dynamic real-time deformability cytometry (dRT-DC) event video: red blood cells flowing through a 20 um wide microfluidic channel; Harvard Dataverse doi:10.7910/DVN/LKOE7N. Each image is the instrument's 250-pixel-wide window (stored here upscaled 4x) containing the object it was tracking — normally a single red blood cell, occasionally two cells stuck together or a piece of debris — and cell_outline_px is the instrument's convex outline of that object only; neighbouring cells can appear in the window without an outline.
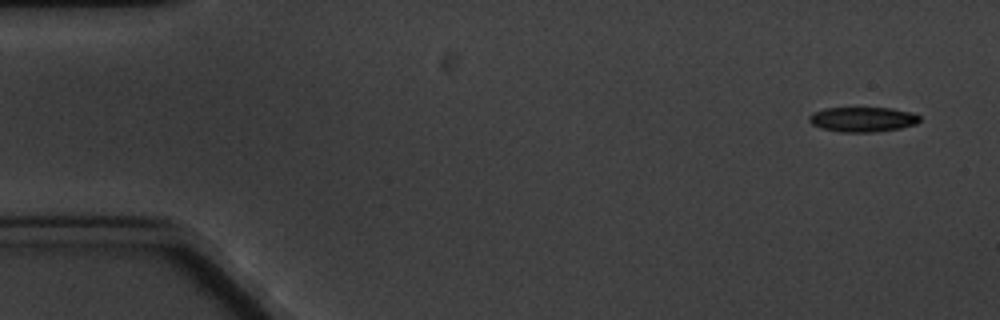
{"species": "common noctule bat (a hibernating species)", "species_latin": "Nyctalus noctula", "temperature_condition": "cold", "stored_images_in_passage": 5, "camera_frame_rate_fps": 3000, "um_per_image_px": 0.085, "animal": {"sex": "male", "body_mass_g": 20.1, "forearm_length_mm": 53.5}, "frame": {"image": 1, "passage_image": 1, "time_ms": 0.0, "image_size_px": [1000, 320], "cell_outline_px": [[920, 120], [916, 124], [900, 128], [876, 132], [840, 132], [820, 128], [812, 124], [808, 120], [808, 116], [812, 112], [824, 108], [892, 108], [912, 112], [920, 116]], "centroid_in_image_um": [73.31, 10.14], "position_along_channel_um": 11.7, "area_um2": 16.18}}
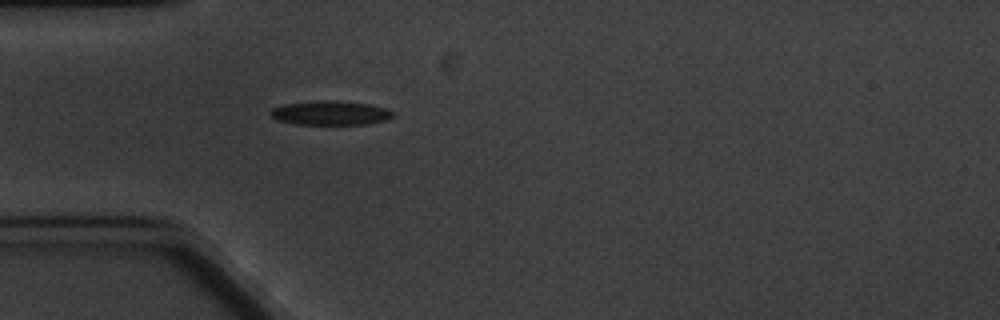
{"frame": {"image": 2, "passage_image": 5, "time_ms": 4.667, "image_size_px": [1000, 320], "cell_outline_px": [[392, 116], [388, 120], [364, 124], [296, 124], [276, 120], [268, 112], [272, 108], [284, 104], [324, 100], [336, 100], [368, 104], [388, 108], [392, 112]], "centroid_in_image_um": [28.07, 9.6], "position_along_channel_um": 56.9, "area_um2": 17.22}}